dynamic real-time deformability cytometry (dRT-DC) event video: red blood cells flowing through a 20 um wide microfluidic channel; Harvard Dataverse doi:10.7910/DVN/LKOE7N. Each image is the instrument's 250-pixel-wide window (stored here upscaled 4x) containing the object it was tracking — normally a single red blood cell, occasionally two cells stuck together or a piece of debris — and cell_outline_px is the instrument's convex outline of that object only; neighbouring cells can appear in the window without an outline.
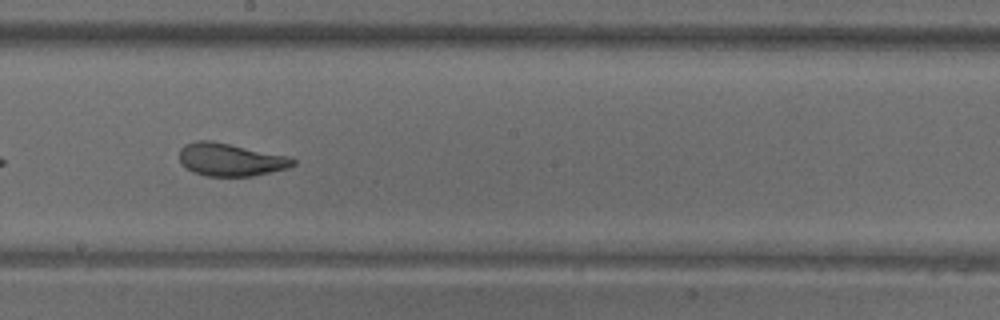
{"species": "common noctule bat (a hibernating species)", "species_latin": "Nyctalus noctula", "temperature_condition": "warm", "stored_images_in_passage": 34, "camera_frame_rate_fps": 3000, "um_per_image_px": 0.085, "animal": {"sex": "male", "body_mass_g": 18.8}, "frame": {"image": 1, "passage_image": 15, "time_ms": 4.667, "image_size_px": [1000, 320], "cell_outline_px": [[296, 164], [288, 168], [252, 176], [204, 176], [192, 172], [180, 164], [180, 148], [184, 144], [196, 140], [212, 140], [288, 156], [296, 160]], "centroid_in_image_um": [19.56, 13.56], "position_along_channel_um": 228.6, "area_um2": 21.91}, "authors_computed_cell_mechanics": {"area_um2": 22.8021, "velocity_mm_per_s": 3.7704, "shape_relaxation_time_tau1_ms": 6.0231, "shape_relaxation_time_tau2_ms": 1.1113, "deformation_change_tau1": 0.189, "deformation_change_tau2": 0.0685}}